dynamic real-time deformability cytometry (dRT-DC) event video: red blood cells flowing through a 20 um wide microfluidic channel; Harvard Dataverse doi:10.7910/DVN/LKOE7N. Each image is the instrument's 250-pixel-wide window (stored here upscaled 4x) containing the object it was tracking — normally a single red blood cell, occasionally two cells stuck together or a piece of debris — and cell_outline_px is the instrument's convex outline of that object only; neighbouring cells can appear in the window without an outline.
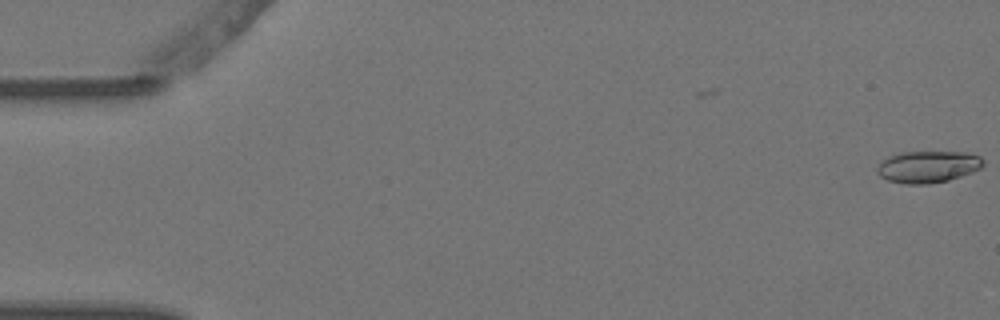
{"species": "Egyptian fruit bat (a non-hibernating species)", "species_latin": "Rousettus aegyptiacus", "temperature_condition": "warm", "stored_images_in_passage": 2, "camera_frame_rate_fps": 3000, "um_per_image_px": 0.085, "animal": {"sex": "female"}, "frame": {"image": 1, "passage_image": 2, "time_ms": 0.333, "image_size_px": [1000, 320], "cell_outline_px": [[984, 164], [980, 168], [972, 172], [948, 180], [928, 184], [904, 184], [888, 180], [880, 176], [876, 172], [876, 168], [888, 156], [900, 152], [964, 152], [980, 156], [984, 160]], "centroid_in_image_um": [78.87, 14.17], "position_along_channel_um": 6.1, "area_um2": 19.65}}